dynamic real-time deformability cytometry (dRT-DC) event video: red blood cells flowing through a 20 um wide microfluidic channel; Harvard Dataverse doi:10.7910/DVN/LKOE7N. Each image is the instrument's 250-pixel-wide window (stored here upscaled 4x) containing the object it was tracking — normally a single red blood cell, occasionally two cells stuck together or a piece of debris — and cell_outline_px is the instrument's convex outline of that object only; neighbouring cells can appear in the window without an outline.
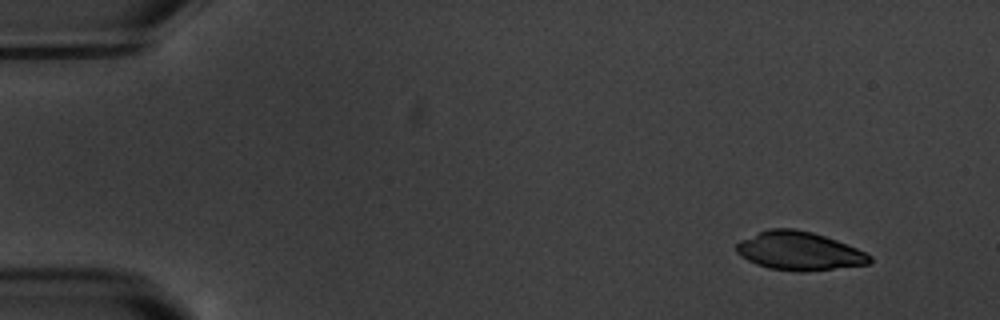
{"species": "common noctule bat (a hibernating species)", "species_latin": "Nyctalus noctula", "temperature_condition": "warm", "stored_images_in_passage": 5, "camera_frame_rate_fps": 3000, "um_per_image_px": 0.085, "animal": {"sex": "male", "body_mass_g": 20.1, "forearm_length_mm": 53.5}, "frame": {"image": 1, "passage_image": 1, "time_ms": 0.0, "image_size_px": [1000, 320], "cell_outline_px": [[872, 260], [868, 264], [804, 272], [796, 272], [768, 268], [756, 264], [740, 256], [736, 252], [736, 244], [740, 240], [768, 228], [796, 228], [812, 232], [836, 240], [856, 248], [872, 256]], "centroid_in_image_um": [67.9, 21.33], "position_along_channel_um": 17.1, "area_um2": 29.94}}